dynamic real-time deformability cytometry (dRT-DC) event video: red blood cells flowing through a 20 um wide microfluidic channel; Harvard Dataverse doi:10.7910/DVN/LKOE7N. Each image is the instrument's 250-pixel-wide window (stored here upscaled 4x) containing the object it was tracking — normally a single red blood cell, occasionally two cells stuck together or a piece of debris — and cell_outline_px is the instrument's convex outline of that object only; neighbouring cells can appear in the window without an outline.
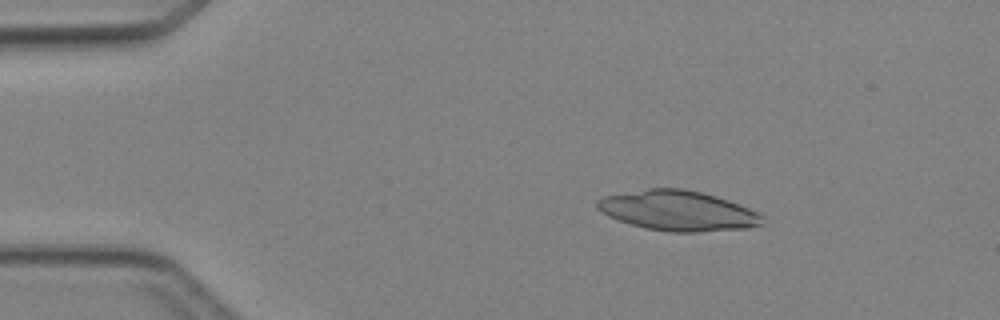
{"species": "Egyptian fruit bat (a non-hibernating species)", "species_latin": "Rousettus aegyptiacus", "temperature_condition": "cold", "stored_images_in_passage": 4, "camera_frame_rate_fps": 3000, "um_per_image_px": 0.085, "animal": {"sex": "female"}, "frame": {"image": 1, "passage_image": 2, "time_ms": 1.333, "image_size_px": [1000, 320], "cell_outline_px": [[764, 224], [748, 228], [696, 232], [668, 232], [644, 228], [608, 216], [596, 208], [596, 200], [604, 196], [648, 188], [680, 188], [700, 192], [716, 196], [740, 204], [764, 216]], "centroid_in_image_um": [57.63, 17.91], "position_along_channel_um": 27.4, "area_um2": 38.55}}